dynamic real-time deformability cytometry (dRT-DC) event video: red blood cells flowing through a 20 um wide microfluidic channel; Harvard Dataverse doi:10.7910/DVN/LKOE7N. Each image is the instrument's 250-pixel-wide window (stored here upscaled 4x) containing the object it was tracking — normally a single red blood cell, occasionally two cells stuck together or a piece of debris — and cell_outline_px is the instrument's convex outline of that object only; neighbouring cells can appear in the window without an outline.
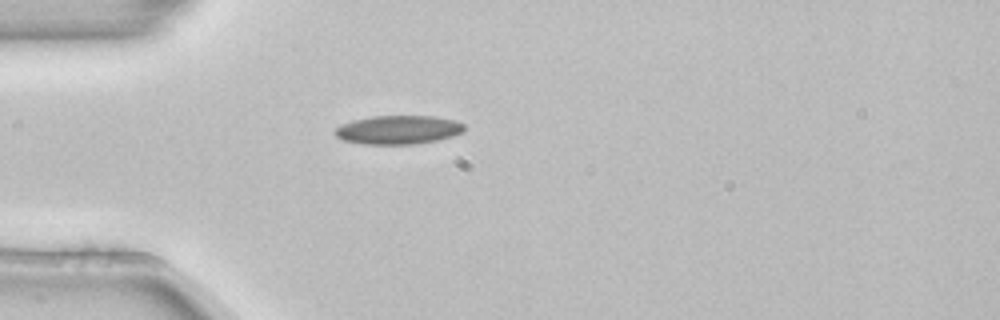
{"species": "common noctule bat (a hibernating species)", "species_latin": "Nyctalus noctula", "temperature_condition": "room temperature", "stored_images_in_passage": 4, "camera_frame_rate_fps": 3000, "um_per_image_px": 0.085, "animal": {"sex": "female", "body_mass_g": 22.7, "forearm_length_mm": 54.2}, "frame": {"image": 1, "passage_image": 4, "time_ms": 1.0, "image_size_px": [1000, 320], "cell_outline_px": [[464, 132], [452, 136], [436, 140], [416, 144], [360, 144], [344, 140], [336, 136], [332, 132], [340, 124], [352, 120], [372, 116], [436, 116], [456, 120], [464, 124]], "centroid_in_image_um": [33.84, 11.03], "position_along_channel_um": 51.2, "area_um2": 21.85}}